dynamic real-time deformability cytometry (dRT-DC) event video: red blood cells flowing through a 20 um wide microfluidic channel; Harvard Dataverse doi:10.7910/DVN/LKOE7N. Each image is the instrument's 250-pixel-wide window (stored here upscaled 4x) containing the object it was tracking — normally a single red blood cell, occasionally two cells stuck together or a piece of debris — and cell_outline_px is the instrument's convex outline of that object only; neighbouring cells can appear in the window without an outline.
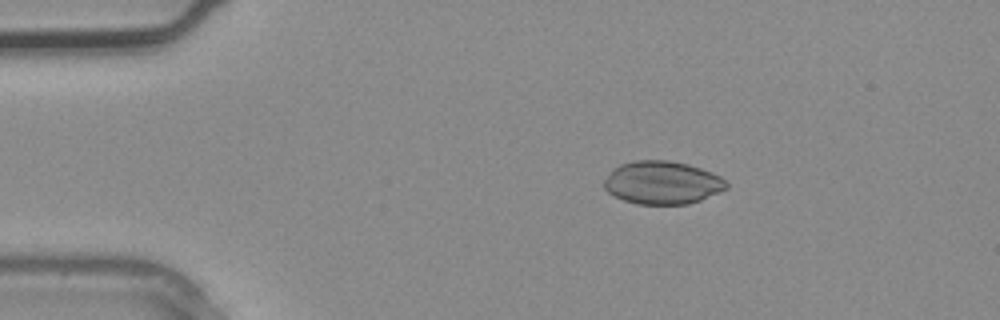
{"species": "common noctule bat (a hibernating species)", "species_latin": "Nyctalus noctula", "temperature_condition": "warm", "stored_images_in_passage": 4, "camera_frame_rate_fps": 3000, "um_per_image_px": 0.085, "animal": {"sex": "male", "body_mass_g": 20.4}, "frame": {"image": 1, "passage_image": 2, "time_ms": 0.333, "image_size_px": [1000, 320], "cell_outline_px": [[728, 188], [720, 192], [700, 200], [688, 204], [636, 204], [624, 200], [608, 192], [604, 188], [604, 180], [612, 168], [620, 164], [636, 160], [668, 160], [688, 164], [712, 172], [720, 176], [728, 184]], "centroid_in_image_um": [56.29, 15.52], "position_along_channel_um": 28.7, "area_um2": 30.75}}